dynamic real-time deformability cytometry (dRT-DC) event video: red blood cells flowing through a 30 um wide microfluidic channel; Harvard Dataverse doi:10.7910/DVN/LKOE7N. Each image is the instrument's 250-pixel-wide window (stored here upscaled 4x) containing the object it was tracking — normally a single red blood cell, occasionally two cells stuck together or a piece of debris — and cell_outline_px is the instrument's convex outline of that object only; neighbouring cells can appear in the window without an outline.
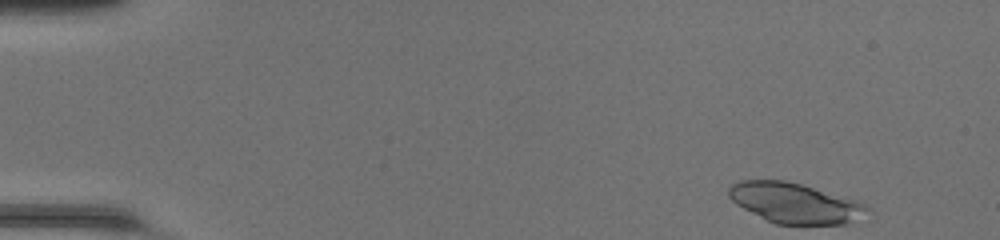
{"species": "common noctule bat (a hibernating species)", "species_latin": "Nyctalus noctula", "temperature_condition": "room temperature", "stored_images_in_passage": 45, "camera_frame_rate_fps": 3000, "um_per_image_px": 0.085, "animal": {"sex": "female", "body_mass_g": 20.0, "forearm_length_mm": 54.0}, "frame": {"image": 1, "passage_image": 1, "time_ms": 0.0, "image_size_px": [1000, 240], "cell_outline_px": [[868, 208], [844, 224], [776, 224], [736, 204], [728, 196], [728, 188], [732, 184], [740, 180], [784, 180], [800, 184], [856, 200], [864, 204]], "centroid_in_image_um": [67.45, 17.23], "position_along_channel_um": 17.5, "area_um2": 31.44}}
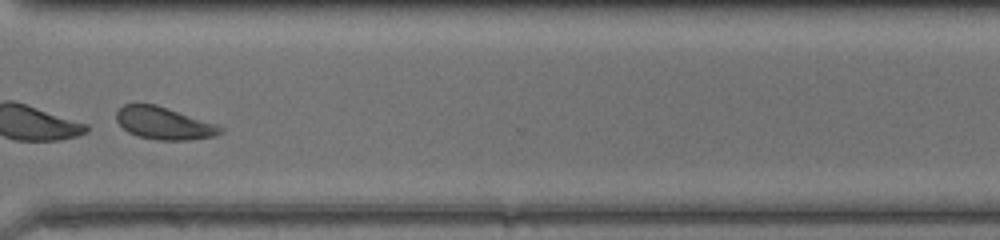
{"frame": {"image": 2, "passage_image": 34, "time_ms": 11.0, "image_size_px": [1000, 240], "cell_outline_px": [[224, 132], [216, 136], [188, 140], [156, 140], [136, 136], [128, 132], [116, 120], [116, 112], [124, 104], [156, 104], [216, 124], [224, 128]], "centroid_in_image_um": [13.95, 10.49], "position_along_channel_um": 356.7, "area_um2": 19.65}}